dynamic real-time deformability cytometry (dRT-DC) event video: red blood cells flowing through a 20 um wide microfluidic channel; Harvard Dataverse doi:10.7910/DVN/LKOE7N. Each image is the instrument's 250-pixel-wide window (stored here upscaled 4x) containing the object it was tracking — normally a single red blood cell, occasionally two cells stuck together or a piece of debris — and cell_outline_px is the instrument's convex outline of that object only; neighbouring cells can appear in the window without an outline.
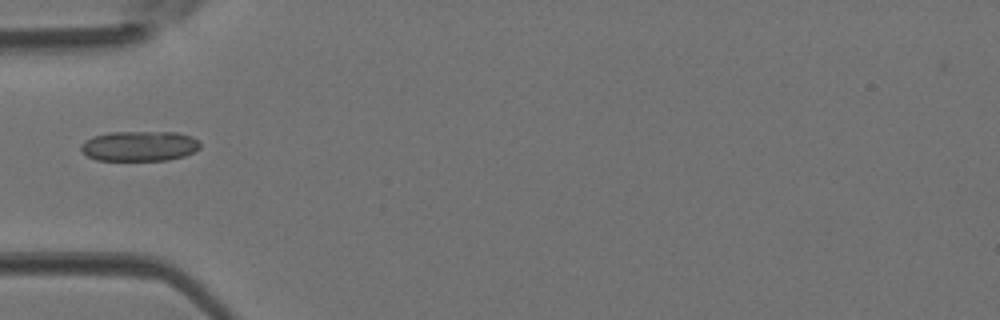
{"species": "Egyptian fruit bat (a non-hibernating species)", "species_latin": "Rousettus aegyptiacus", "temperature_condition": "room temperature", "stored_images_in_passage": 4, "camera_frame_rate_fps": 3000, "um_per_image_px": 0.085, "animal": {"sex": "female"}, "frame": {"image": 1, "passage_image": 4, "time_ms": 1.0, "image_size_px": [1000, 320], "cell_outline_px": [[200, 148], [184, 156], [168, 160], [96, 160], [88, 156], [80, 148], [80, 144], [84, 140], [92, 136], [108, 132], [176, 132], [192, 136], [200, 140]], "centroid_in_image_um": [11.85, 12.4], "position_along_channel_um": 73.1, "area_um2": 21.1}}